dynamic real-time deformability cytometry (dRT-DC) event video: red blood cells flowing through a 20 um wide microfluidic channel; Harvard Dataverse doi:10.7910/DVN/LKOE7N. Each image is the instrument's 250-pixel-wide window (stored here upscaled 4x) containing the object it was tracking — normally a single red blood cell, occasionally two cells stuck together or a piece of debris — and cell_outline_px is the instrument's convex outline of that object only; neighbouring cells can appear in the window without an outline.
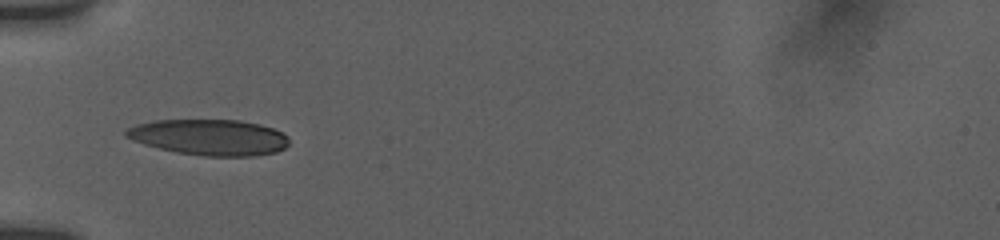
{"species": "human", "species_latin": "Homo sapiens", "temperature_condition": "room temperature", "stored_images_in_passage": 11, "camera_frame_rate_fps": 3000, "um_per_image_px": 0.085, "donor": {"sex": "female"}, "frame": {"image": 1, "passage_image": 10, "time_ms": 5.667, "image_size_px": [1000, 240], "cell_outline_px": [[288, 144], [284, 148], [276, 152], [252, 156], [204, 156], [176, 152], [144, 144], [132, 140], [124, 136], [124, 132], [128, 128], [136, 124], [156, 120], [240, 120], [260, 124], [272, 128], [288, 136]], "centroid_in_image_um": [17.79, 11.66], "position_along_channel_um": 67.2, "area_um2": 34.04}}